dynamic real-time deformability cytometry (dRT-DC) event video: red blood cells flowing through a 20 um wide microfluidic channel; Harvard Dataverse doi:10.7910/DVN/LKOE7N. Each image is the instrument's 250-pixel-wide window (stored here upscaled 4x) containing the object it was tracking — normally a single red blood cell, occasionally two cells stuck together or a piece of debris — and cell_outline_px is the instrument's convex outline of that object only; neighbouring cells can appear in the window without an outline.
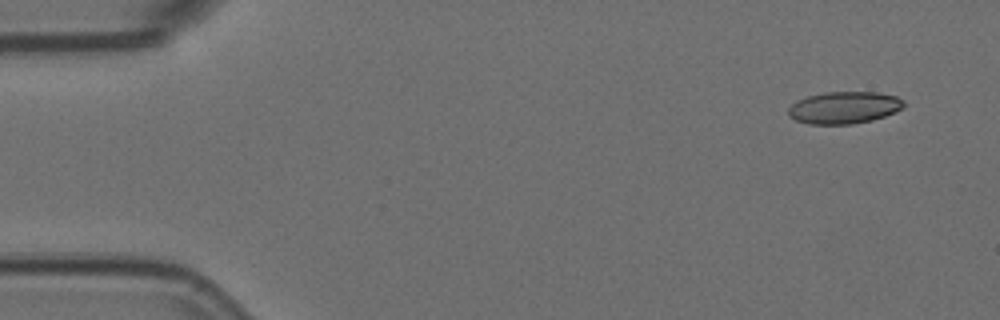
{"species": "Egyptian fruit bat (a non-hibernating species)", "species_latin": "Rousettus aegyptiacus", "temperature_condition": "room temperature", "stored_images_in_passage": 6, "camera_frame_rate_fps": 3000, "um_per_image_px": 0.085, "animal": {"sex": "female"}, "frame": {"image": 1, "passage_image": 1, "time_ms": 0.0, "image_size_px": [1000, 320], "cell_outline_px": [[904, 108], [896, 112], [872, 120], [852, 124], [808, 124], [796, 120], [788, 116], [788, 108], [796, 100], [808, 96], [824, 92], [876, 92], [896, 96], [904, 100]], "centroid_in_image_um": [71.75, 9.14], "position_along_channel_um": 13.3, "area_um2": 21.73}}
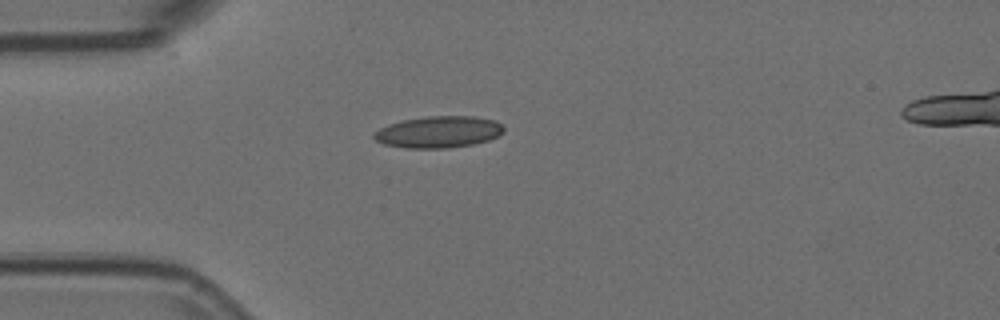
{"frame": {"image": 2, "passage_image": 4, "time_ms": 1.0, "image_size_px": [1000, 320], "cell_outline_px": [[504, 132], [488, 140], [472, 144], [448, 148], [404, 148], [384, 144], [376, 140], [372, 136], [380, 128], [388, 124], [404, 120], [428, 116], [476, 116], [496, 120], [504, 128]], "centroid_in_image_um": [37.29, 11.21], "position_along_channel_um": 47.7, "area_um2": 23.87}}